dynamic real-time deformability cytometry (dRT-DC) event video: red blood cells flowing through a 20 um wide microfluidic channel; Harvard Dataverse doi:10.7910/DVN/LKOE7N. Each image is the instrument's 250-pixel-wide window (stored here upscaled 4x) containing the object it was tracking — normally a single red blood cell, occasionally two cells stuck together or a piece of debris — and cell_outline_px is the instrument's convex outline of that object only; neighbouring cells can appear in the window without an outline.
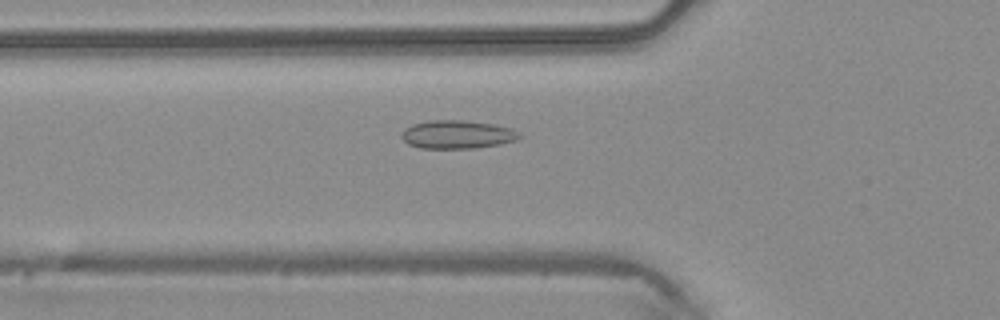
{"species": "common noctule bat (a hibernating species)", "species_latin": "Nyctalus noctula", "temperature_condition": "warm", "stored_images_in_passage": 39, "camera_frame_rate_fps": 3000, "um_per_image_px": 0.085, "animal": {"sex": "male", "body_mass_g": 20.4}, "frame": {"image": 1, "passage_image": 8, "time_ms": 2.333, "image_size_px": [1000, 320], "cell_outline_px": [[524, 136], [516, 140], [500, 144], [476, 148], [420, 148], [408, 144], [400, 136], [400, 132], [404, 128], [412, 124], [432, 120], [464, 120], [496, 124], [512, 128], [520, 132]], "centroid_in_image_um": [38.89, 11.42], "position_along_channel_um": 86.9, "area_um2": 19.77}}
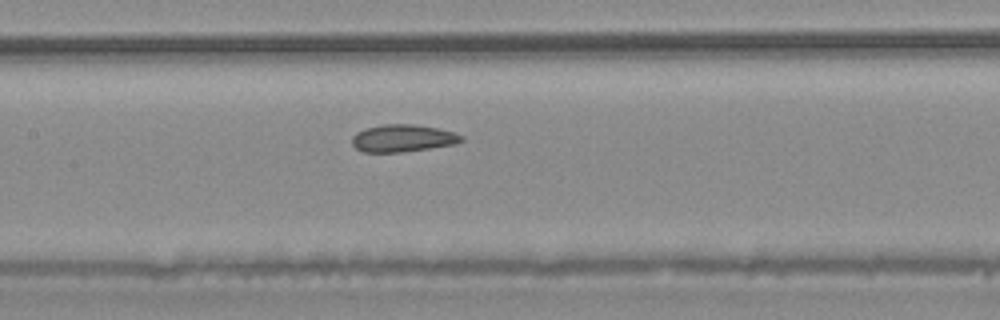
{"frame": {"image": 2, "passage_image": 14, "time_ms": 4.333, "image_size_px": [1000, 320], "cell_outline_px": [[464, 140], [452, 144], [404, 152], [364, 152], [356, 148], [352, 144], [352, 136], [356, 132], [364, 128], [384, 124], [416, 124], [436, 128], [452, 132], [464, 136]], "centroid_in_image_um": [34.19, 11.74], "position_along_channel_um": 173.2, "area_um2": 17.34}}
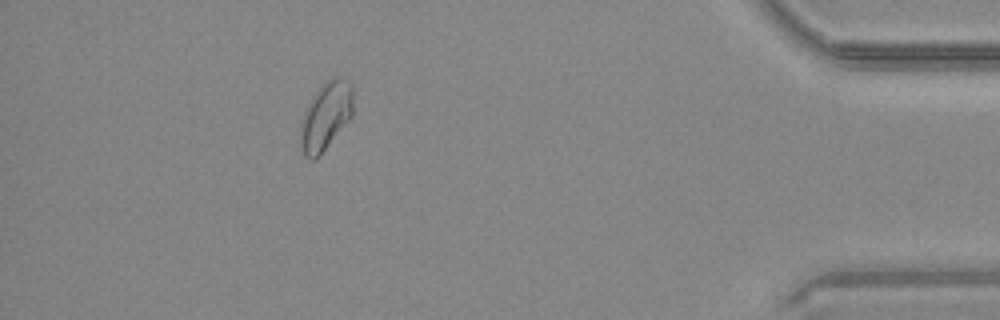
{"frame": {"image": 3, "passage_image": 34, "time_ms": 11.0, "image_size_px": [1000, 320], "cell_outline_px": [[352, 116], [320, 156], [316, 160], [312, 160], [304, 156], [300, 148], [300, 124], [304, 112], [308, 104], [324, 80], [336, 76], [344, 76], [352, 84]], "centroid_in_image_um": [27.68, 9.86], "position_along_channel_um": 407.5, "area_um2": 21.21}}